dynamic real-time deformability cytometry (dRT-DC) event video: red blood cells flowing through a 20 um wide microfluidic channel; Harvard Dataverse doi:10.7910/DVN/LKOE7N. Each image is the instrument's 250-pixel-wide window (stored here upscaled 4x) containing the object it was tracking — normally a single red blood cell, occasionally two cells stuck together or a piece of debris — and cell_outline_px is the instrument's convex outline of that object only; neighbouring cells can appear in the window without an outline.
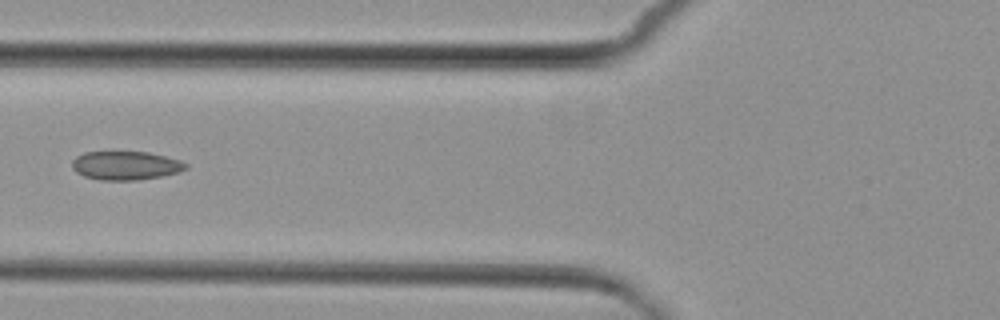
{"species": "common noctule bat (a hibernating species)", "species_latin": "Nyctalus noctula", "temperature_condition": "cold", "stored_images_in_passage": 7, "camera_frame_rate_fps": 3000, "um_per_image_px": 0.085, "animal": {"sex": "female", "body_mass_g": 29.2, "forearm_length_mm": 56.3}, "frame": {"image": 1, "passage_image": 6, "time_ms": 7.0, "image_size_px": [1000, 320], "cell_outline_px": [[188, 168], [180, 172], [164, 176], [136, 180], [100, 180], [84, 176], [76, 172], [72, 168], [72, 160], [76, 156], [84, 152], [148, 152], [180, 160], [188, 164]], "centroid_in_image_um": [10.69, 14.07], "position_along_channel_um": 115.1, "area_um2": 19.13}}
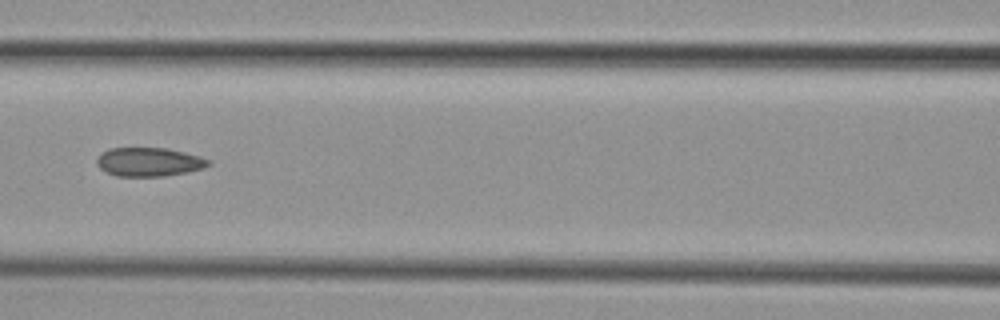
{"frame": {"image": 2, "passage_image": 7, "time_ms": 8.0, "image_size_px": [1000, 320], "cell_outline_px": [[212, 164], [204, 168], [188, 172], [164, 176], [116, 176], [100, 168], [96, 164], [96, 160], [108, 148], [168, 148], [200, 156], [212, 160]], "centroid_in_image_um": [12.72, 13.76], "position_along_channel_um": 153.9, "area_um2": 18.79}}